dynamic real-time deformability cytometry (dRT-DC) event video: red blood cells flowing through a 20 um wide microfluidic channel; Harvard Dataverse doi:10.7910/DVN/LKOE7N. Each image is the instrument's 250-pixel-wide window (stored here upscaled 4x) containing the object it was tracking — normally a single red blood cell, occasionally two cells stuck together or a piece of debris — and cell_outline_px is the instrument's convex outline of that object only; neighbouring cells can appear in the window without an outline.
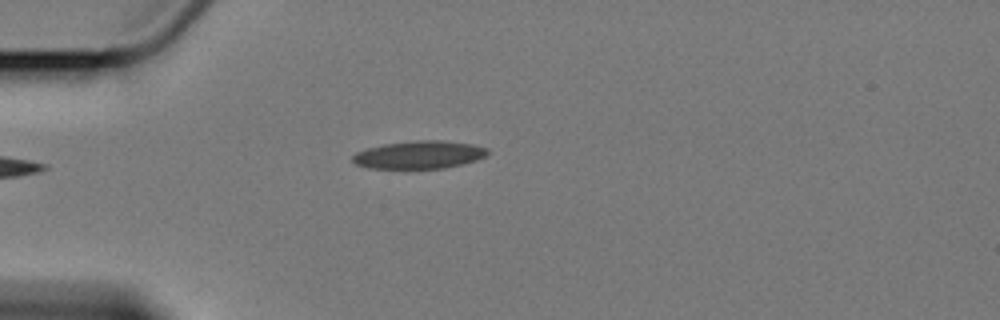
{"species": "Egyptian fruit bat (a non-hibernating species)", "species_latin": "Rousettus aegyptiacus", "temperature_condition": "cold", "stored_images_in_passage": 1, "camera_frame_rate_fps": 3000, "um_per_image_px": 0.085, "animal": {"sex": "female"}, "frame": {"image": 1, "passage_image": 1, "time_ms": 0.0, "image_size_px": [1000, 320], "cell_outline_px": [[488, 152], [484, 156], [476, 160], [444, 168], [368, 168], [356, 164], [352, 160], [352, 156], [356, 152], [368, 148], [384, 144], [416, 140], [440, 140], [472, 144], [488, 148]], "centroid_in_image_um": [35.61, 13.15], "position_along_channel_um": 49.4, "area_um2": 21.68}}